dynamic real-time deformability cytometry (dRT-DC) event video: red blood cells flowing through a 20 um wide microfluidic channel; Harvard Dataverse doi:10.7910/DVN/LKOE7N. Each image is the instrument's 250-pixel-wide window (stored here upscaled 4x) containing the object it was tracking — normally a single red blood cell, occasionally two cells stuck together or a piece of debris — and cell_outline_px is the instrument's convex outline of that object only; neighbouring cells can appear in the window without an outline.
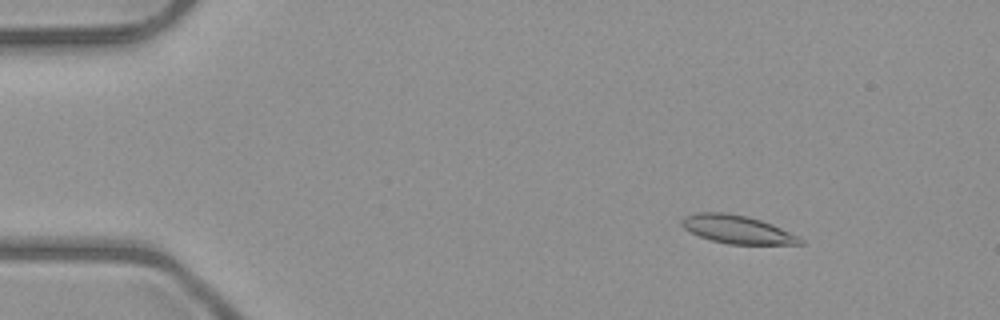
{"species": "common noctule bat (a hibernating species)", "species_latin": "Nyctalus noctula", "temperature_condition": "room temperature", "stored_images_in_passage": 7, "camera_frame_rate_fps": 3000, "um_per_image_px": 0.085, "animal": {"sex": "male", "body_mass_g": 23.1, "forearm_length_mm": 52.7}, "frame": {"image": 1, "passage_image": 2, "time_ms": 1.333, "image_size_px": [1000, 320], "cell_outline_px": [[804, 244], [728, 244], [712, 240], [700, 236], [684, 228], [680, 224], [680, 220], [684, 216], [696, 212], [728, 212], [748, 216], [772, 224], [800, 236], [804, 240]], "centroid_in_image_um": [62.67, 19.49], "position_along_channel_um": 22.3, "area_um2": 19.59}}
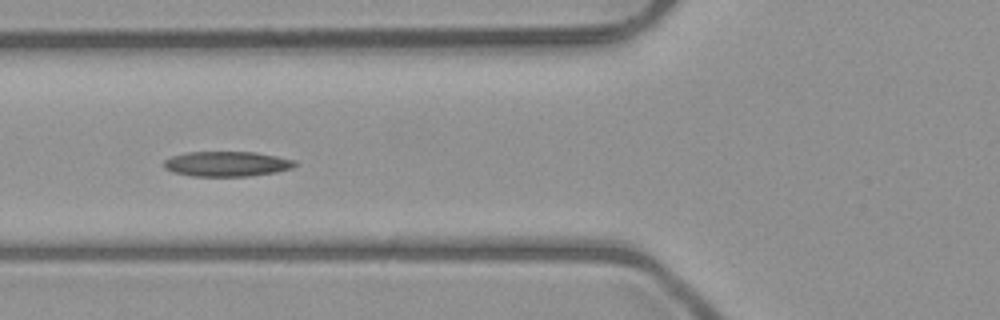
{"frame": {"image": 2, "passage_image": 6, "time_ms": 5.667, "image_size_px": [1000, 320], "cell_outline_px": [[296, 164], [292, 168], [276, 172], [252, 176], [192, 176], [172, 172], [164, 168], [164, 160], [172, 156], [188, 152], [256, 152], [296, 160]], "centroid_in_image_um": [19.28, 13.93], "position_along_channel_um": 106.5, "area_um2": 19.19}}
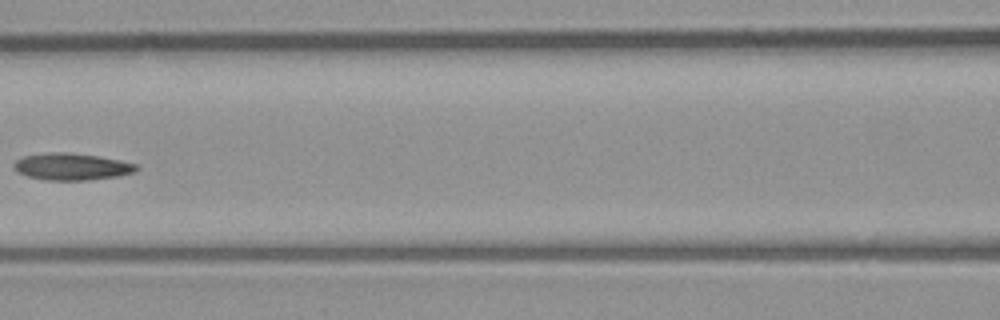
{"frame": {"image": 3, "passage_image": 7, "time_ms": 7.0, "image_size_px": [1000, 320], "cell_outline_px": [[140, 168], [136, 172], [120, 176], [88, 180], [44, 180], [28, 176], [16, 172], [12, 168], [12, 164], [16, 160], [24, 156], [48, 152], [64, 152], [96, 156], [120, 160], [136, 164]], "centroid_in_image_um": [6.08, 14.17], "position_along_channel_um": 160.5, "area_um2": 19.36}}